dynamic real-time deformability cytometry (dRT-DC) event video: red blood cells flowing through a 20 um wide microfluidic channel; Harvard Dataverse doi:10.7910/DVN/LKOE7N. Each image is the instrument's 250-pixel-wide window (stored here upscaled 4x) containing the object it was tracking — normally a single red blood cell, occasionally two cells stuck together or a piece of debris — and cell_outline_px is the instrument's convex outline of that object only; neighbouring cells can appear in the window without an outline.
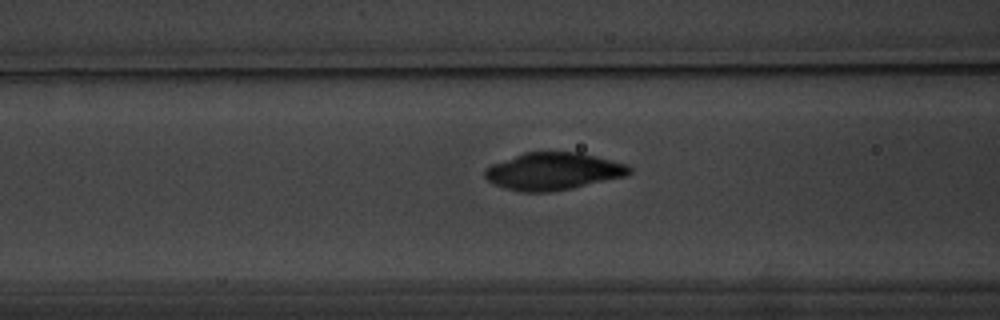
{"species": "common noctule bat (a hibernating species)", "species_latin": "Nyctalus noctula", "temperature_condition": "warm", "stored_images_in_passage": 46, "camera_frame_rate_fps": 3000, "um_per_image_px": 0.085, "animal": {"sex": "male", "body_mass_g": 20.1, "forearm_length_mm": 53.5}, "frame": {"image": 1, "passage_image": 15, "time_ms": 4.667, "image_size_px": [1000, 320], "cell_outline_px": [[632, 172], [628, 176], [572, 188], [548, 192], [524, 192], [504, 188], [488, 180], [484, 176], [484, 168], [492, 164], [524, 152], [580, 152], [628, 164], [632, 168]], "centroid_in_image_um": [47.06, 14.55], "position_along_channel_um": 119.5, "area_um2": 31.56}}
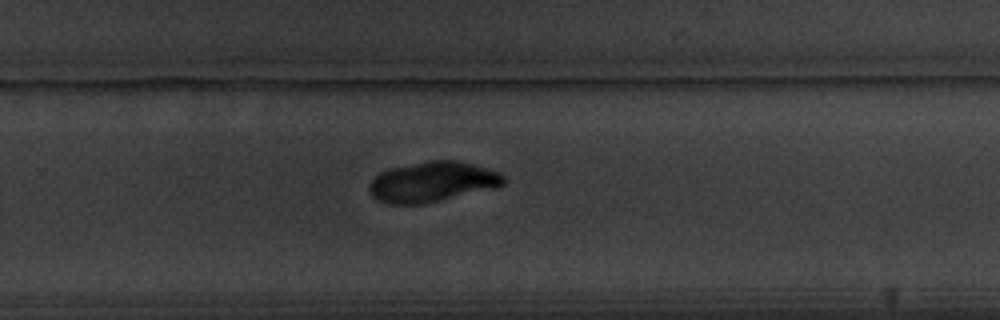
{"frame": {"image": 2, "passage_image": 31, "time_ms": 10.0, "image_size_px": [1000, 320], "cell_outline_px": [[508, 180], [504, 184], [424, 204], [388, 204], [376, 200], [372, 196], [368, 188], [368, 184], [380, 172], [388, 168], [428, 160], [456, 160], [472, 164], [500, 172]], "centroid_in_image_um": [36.69, 15.44], "position_along_channel_um": 293.1, "area_um2": 31.33}}
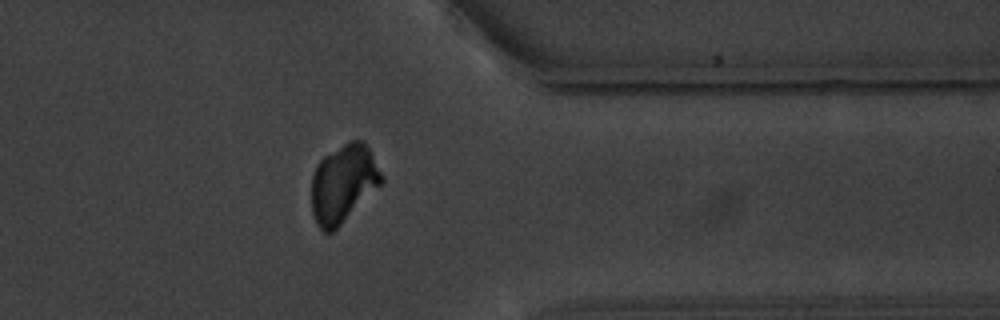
{"frame": {"image": 3, "passage_image": 40, "time_ms": 13.0, "image_size_px": [1000, 320], "cell_outline_px": [[384, 180], [332, 232], [324, 232], [316, 224], [312, 216], [312, 176], [316, 164], [324, 156], [348, 140], [364, 140], [384, 176]], "centroid_in_image_um": [29.16, 15.56], "position_along_channel_um": 382.2, "area_um2": 31.5}}